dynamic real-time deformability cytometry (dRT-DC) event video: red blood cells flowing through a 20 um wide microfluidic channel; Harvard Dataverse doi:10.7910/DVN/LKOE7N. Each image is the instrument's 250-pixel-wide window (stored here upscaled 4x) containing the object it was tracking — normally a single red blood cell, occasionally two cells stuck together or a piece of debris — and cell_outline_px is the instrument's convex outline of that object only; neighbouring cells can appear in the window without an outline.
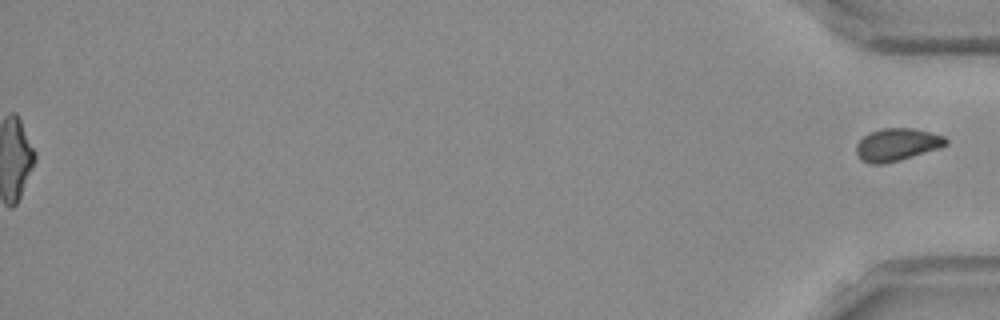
{"species": "Egyptian fruit bat (a non-hibernating species)", "species_latin": "Rousettus aegyptiacus", "temperature_condition": "room temperature", "stored_images_in_passage": 52, "segment_of_instrument_passage": [2, 2], "camera_frame_rate_fps": 3000, "um_per_image_px": 0.085, "frame": {"image": 1, "passage_image": 52, "time_ms": 17.0, "image_size_px": [1000, 320], "cell_outline_px": [[948, 144], [940, 148], [900, 160], [884, 164], [872, 164], [864, 160], [856, 152], [856, 144], [864, 136], [872, 132], [884, 128], [912, 128], [944, 136], [948, 140]], "centroid_in_image_um": [76.28, 12.29], "position_along_channel_um": 358.9, "area_um2": 16.76}}